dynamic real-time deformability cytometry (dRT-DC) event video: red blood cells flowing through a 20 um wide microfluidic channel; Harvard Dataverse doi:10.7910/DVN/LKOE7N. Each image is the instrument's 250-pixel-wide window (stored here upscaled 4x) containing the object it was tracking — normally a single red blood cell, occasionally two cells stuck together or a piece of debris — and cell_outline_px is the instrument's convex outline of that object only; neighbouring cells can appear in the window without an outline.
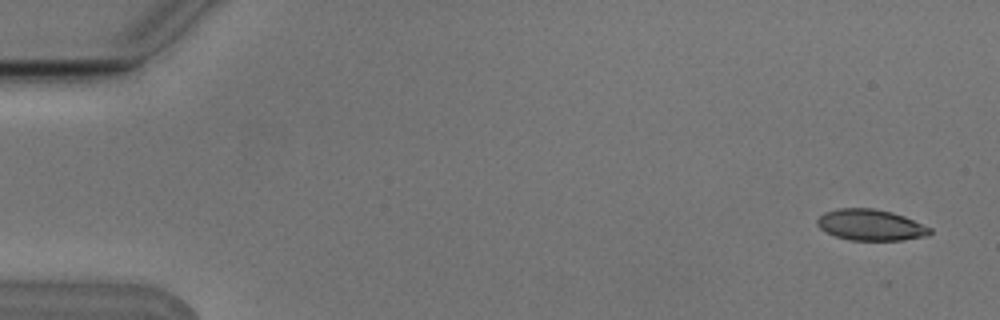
{"species": "Egyptian fruit bat (a non-hibernating species)", "species_latin": "Rousettus aegyptiacus", "temperature_condition": "cold", "stored_images_in_passage": 5, "camera_frame_rate_fps": 3000, "um_per_image_px": 0.085, "animal": {"sex": "male"}, "frame": {"image": 1, "passage_image": 1, "time_ms": 0.0, "image_size_px": [1000, 320], "cell_outline_px": [[932, 232], [928, 236], [900, 240], [852, 240], [836, 236], [820, 228], [816, 224], [816, 220], [824, 212], [836, 208], [872, 208], [892, 212], [904, 216], [932, 228]], "centroid_in_image_um": [74.01, 19.11], "position_along_channel_um": 11.0, "area_um2": 20.4}}
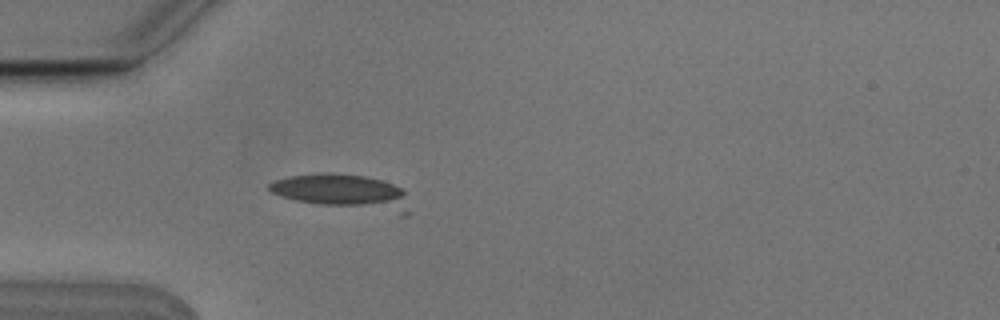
{"frame": {"image": 2, "passage_image": 5, "time_ms": 1.333, "image_size_px": [1000, 320], "cell_outline_px": [[408, 216], [400, 216], [320, 204], [296, 200], [280, 196], [272, 192], [268, 188], [268, 184], [272, 180], [288, 176], [320, 172], [332, 172], [364, 176], [380, 180], [392, 184], [400, 188], [404, 192], [408, 212]], "centroid_in_image_um": [29.16, 16.32], "position_along_channel_um": 55.8, "area_um2": 28.84}}